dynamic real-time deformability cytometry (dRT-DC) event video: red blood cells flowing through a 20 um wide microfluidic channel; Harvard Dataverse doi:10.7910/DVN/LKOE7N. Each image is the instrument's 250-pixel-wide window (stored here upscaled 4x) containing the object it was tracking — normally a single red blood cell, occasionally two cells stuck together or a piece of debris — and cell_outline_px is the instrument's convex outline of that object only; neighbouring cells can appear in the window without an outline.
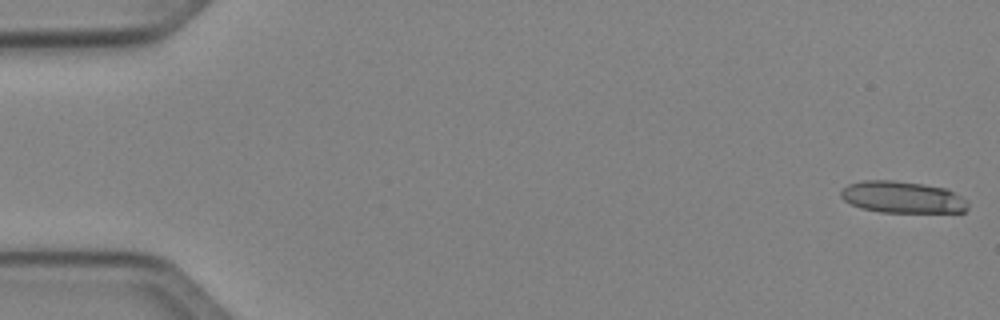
{"species": "Egyptian fruit bat (a non-hibernating species)", "species_latin": "Rousettus aegyptiacus", "temperature_condition": "cold", "stored_images_in_passage": 50, "camera_frame_rate_fps": 3000, "um_per_image_px": 0.085, "animal": {"sex": "female"}, "frame": {"image": 1, "passage_image": 1, "time_ms": 0.0, "image_size_px": [1000, 320], "cell_outline_px": [[968, 208], [964, 212], [880, 212], [864, 208], [852, 204], [844, 200], [840, 196], [840, 192], [848, 184], [864, 180], [892, 180], [924, 184], [948, 188], [968, 200]], "centroid_in_image_um": [76.75, 16.75], "position_along_channel_um": 8.3, "area_um2": 23.58}}
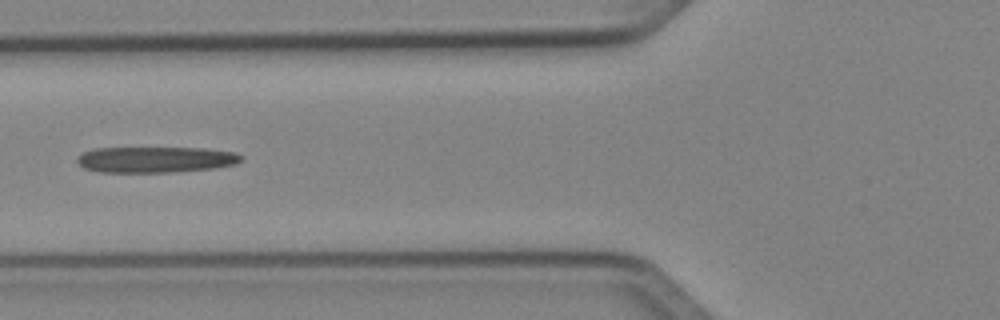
{"frame": {"image": 2, "passage_image": 20, "time_ms": 6.333, "image_size_px": [1000, 320], "cell_outline_px": [[244, 160], [236, 164], [212, 168], [172, 172], [100, 172], [84, 168], [76, 160], [84, 152], [96, 148], [204, 148], [236, 152], [244, 156]], "centroid_in_image_um": [13.29, 13.56], "position_along_channel_um": 112.5, "area_um2": 24.8}}
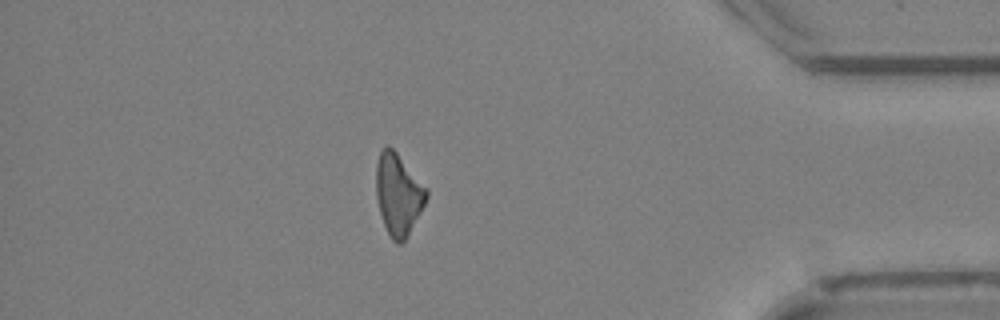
{"frame": {"image": 3, "passage_image": 44, "time_ms": 14.333, "image_size_px": [1000, 320], "cell_outline_px": [[428, 196], [424, 204], [404, 240], [400, 244], [396, 244], [392, 240], [384, 224], [380, 212], [376, 196], [376, 164], [380, 152], [384, 144], [388, 144], [396, 152], [428, 188]], "centroid_in_image_um": [33.84, 16.47], "position_along_channel_um": 401.4, "area_um2": 23.64}}